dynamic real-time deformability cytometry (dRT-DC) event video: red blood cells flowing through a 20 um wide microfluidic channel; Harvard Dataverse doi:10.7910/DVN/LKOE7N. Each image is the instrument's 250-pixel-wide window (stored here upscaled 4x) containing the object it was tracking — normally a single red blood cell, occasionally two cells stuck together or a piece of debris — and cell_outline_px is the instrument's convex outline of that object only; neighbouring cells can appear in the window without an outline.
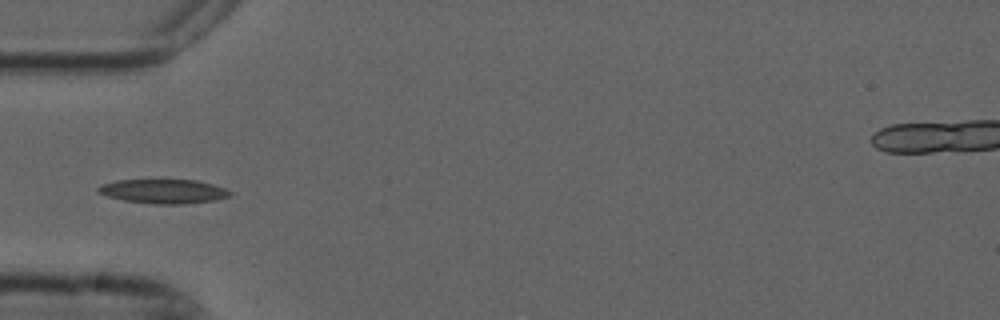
{"species": "common noctule bat (a hibernating species)", "species_latin": "Nyctalus noctula", "temperature_condition": "cold", "stored_images_in_passage": 4, "camera_frame_rate_fps": 3000, "um_per_image_px": 0.085, "animal": {"sex": "male", "forearm_length_mm": 52.5}, "frame": {"image": 1, "passage_image": 4, "time_ms": 1.0, "image_size_px": [1000, 320], "cell_outline_px": [[232, 196], [216, 200], [184, 204], [152, 204], [124, 200], [108, 196], [96, 192], [96, 188], [100, 184], [116, 180], [156, 176], [160, 176], [196, 180], [212, 184], [224, 188], [232, 192]], "centroid_in_image_um": [13.85, 16.2], "position_along_channel_um": 71.1, "area_um2": 19.94}}